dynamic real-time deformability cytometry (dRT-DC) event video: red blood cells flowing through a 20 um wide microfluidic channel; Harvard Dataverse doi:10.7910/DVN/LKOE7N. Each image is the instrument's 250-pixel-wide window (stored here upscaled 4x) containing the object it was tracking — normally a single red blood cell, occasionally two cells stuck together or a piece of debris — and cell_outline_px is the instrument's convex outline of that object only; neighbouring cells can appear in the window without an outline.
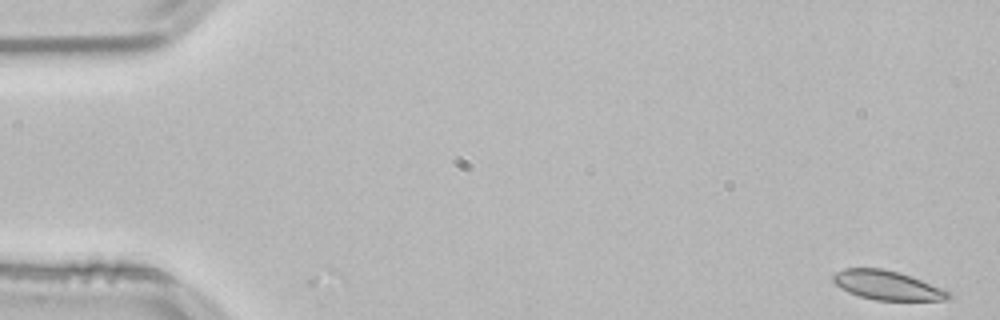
{"species": "common noctule bat (a hibernating species)", "species_latin": "Nyctalus noctula", "temperature_condition": "room temperature", "stored_images_in_passage": 53, "camera_frame_rate_fps": 3000, "um_per_image_px": 0.085, "animal": {"sex": "male", "body_mass_g": 21.5, "forearm_length_mm": 52.0}, "frame": {"image": 1, "passage_image": 1, "time_ms": 0.0, "image_size_px": [1000, 320], "cell_outline_px": [[952, 296], [948, 300], [876, 300], [860, 296], [848, 292], [840, 288], [832, 280], [832, 276], [836, 272], [844, 268], [880, 268], [912, 276], [940, 288], [948, 292]], "centroid_in_image_um": [75.38, 24.25], "position_along_channel_um": 9.6, "area_um2": 19.36}}
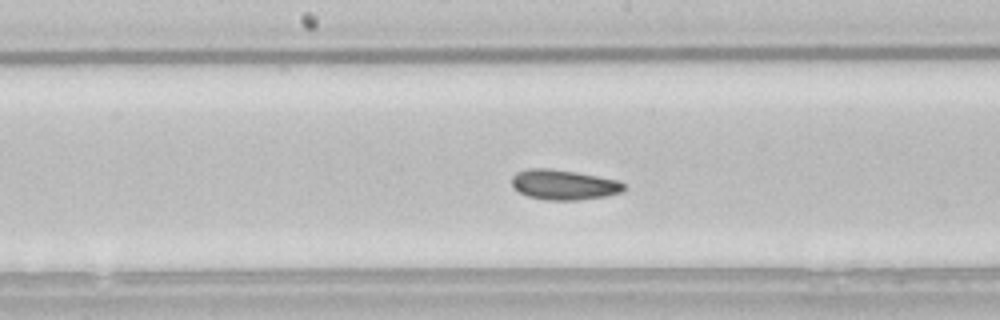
{"frame": {"image": 2, "passage_image": 27, "time_ms": 8.667, "image_size_px": [1000, 320], "cell_outline_px": [[624, 188], [620, 192], [604, 196], [576, 200], [544, 200], [528, 196], [520, 192], [512, 184], [512, 176], [516, 172], [528, 168], [548, 168], [576, 172], [616, 180], [624, 184]], "centroid_in_image_um": [47.87, 15.69], "position_along_channel_um": 200.3, "area_um2": 19.36}}
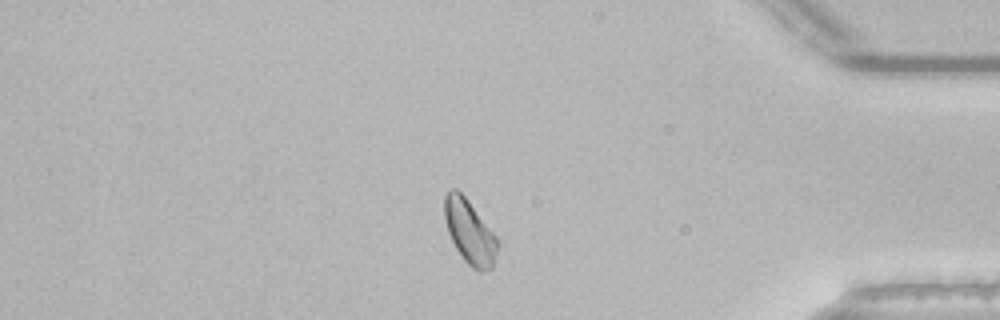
{"frame": {"image": 3, "passage_image": 45, "time_ms": 14.667, "image_size_px": [1000, 320], "cell_outline_px": [[500, 244], [492, 268], [480, 272], [472, 268], [464, 260], [456, 248], [448, 232], [444, 216], [444, 196], [448, 188], [456, 188], [468, 200], [500, 240]], "centroid_in_image_um": [39.94, 19.7], "position_along_channel_um": 395.3, "area_um2": 20.0}, "authors_computed_cell_mechanics": {"area_um2": 19.5942, "velocity_mm_per_s": 3.7877, "shape_relaxation_time_tau1_ms": 2.7486, "shape_relaxation_time_tau2_ms": 2.6081, "deformation_change_tau1": 0.0959, "deformation_change_tau2": 0.0703}}